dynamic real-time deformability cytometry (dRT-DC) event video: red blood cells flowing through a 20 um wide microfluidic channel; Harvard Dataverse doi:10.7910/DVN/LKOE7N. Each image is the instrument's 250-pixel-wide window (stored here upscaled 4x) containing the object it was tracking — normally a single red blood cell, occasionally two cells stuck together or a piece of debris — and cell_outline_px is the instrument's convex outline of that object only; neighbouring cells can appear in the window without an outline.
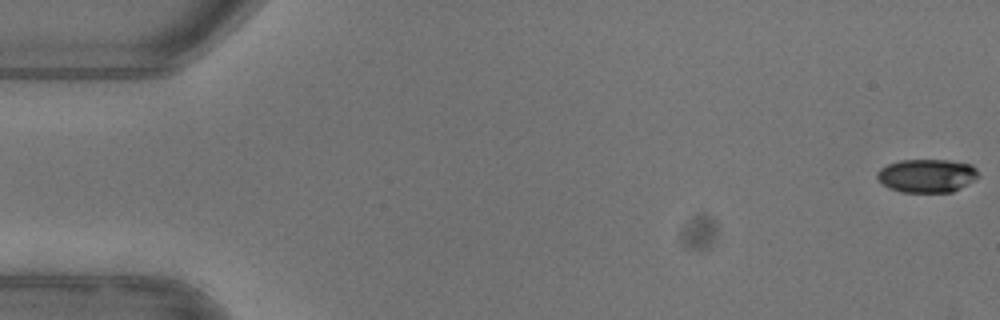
{"species": "common noctule bat (a hibernating species)", "species_latin": "Nyctalus noctula", "temperature_condition": "warm", "stored_images_in_passage": 53, "camera_frame_rate_fps": 3000, "um_per_image_px": 0.085, "animal": {"sex": "female"}, "frame": {"image": 1, "passage_image": 1, "time_ms": 0.0, "image_size_px": [1000, 320], "cell_outline_px": [[976, 176], [968, 184], [952, 192], [900, 192], [888, 188], [876, 176], [876, 172], [880, 168], [888, 164], [900, 160], [948, 160], [972, 164], [976, 168]], "centroid_in_image_um": [78.75, 14.93], "position_along_channel_um": 6.3, "area_um2": 19.59}}
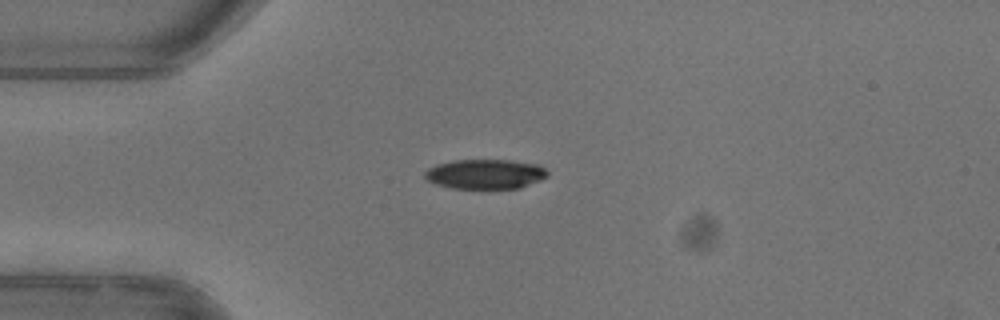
{"frame": {"image": 2, "passage_image": 14, "time_ms": 4.333, "image_size_px": [1000, 320], "cell_outline_px": [[548, 176], [540, 180], [520, 188], [452, 188], [436, 184], [428, 180], [424, 176], [424, 172], [428, 168], [436, 164], [452, 160], [508, 160], [540, 164], [548, 172]], "centroid_in_image_um": [41.25, 14.78], "position_along_channel_um": 43.8, "area_um2": 21.27}}
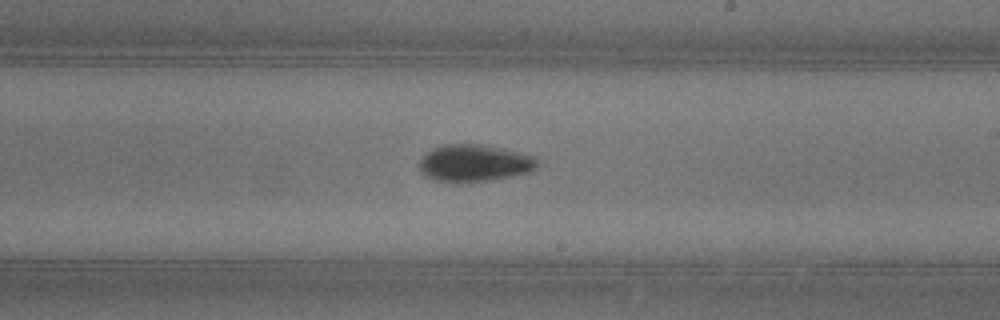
{"frame": {"image": 3, "passage_image": 31, "time_ms": 10.0, "image_size_px": [1000, 320], "cell_outline_px": [[540, 156], [536, 168], [528, 172], [512, 176], [492, 180], [432, 180], [424, 176], [420, 172], [420, 160], [424, 152], [432, 148], [444, 144], [480, 144], [504, 148]], "centroid_in_image_um": [40.36, 13.82], "position_along_channel_um": 248.6, "area_um2": 25.55}, "authors_computed_cell_mechanics": {"area_um2": 22.4842, "velocity_mm_per_s": 3.9607, "shape_relaxation_time_tau1_ms": 3.0481, "shape_relaxation_time_tau2_ms": null, "deformation_change_tau1": 0.1382, "deformation_change_tau2": null}}